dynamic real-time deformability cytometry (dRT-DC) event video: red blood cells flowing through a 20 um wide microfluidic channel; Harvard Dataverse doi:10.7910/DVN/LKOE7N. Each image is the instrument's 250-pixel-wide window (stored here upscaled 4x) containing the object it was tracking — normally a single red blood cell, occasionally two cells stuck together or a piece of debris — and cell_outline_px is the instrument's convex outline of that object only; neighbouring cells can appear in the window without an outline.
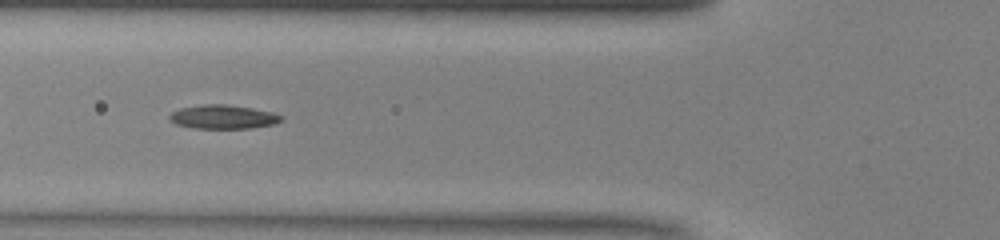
{"species": "common noctule bat (a hibernating species)", "species_latin": "Nyctalus noctula", "temperature_condition": "warm", "stored_images_in_passage": 33, "camera_frame_rate_fps": 3000, "um_per_image_px": 0.085, "animal": {"sex": "male", "body_mass_g": 13.0, "forearm_length_mm": 53.1}, "frame": {"image": 1, "passage_image": 6, "time_ms": 1.667, "image_size_px": [1000, 240], "cell_outline_px": [[284, 120], [276, 124], [252, 128], [196, 128], [176, 124], [168, 120], [168, 116], [172, 112], [180, 108], [204, 104], [224, 104], [252, 108], [272, 112], [284, 116]], "centroid_in_image_um": [19.0, 9.94], "position_along_channel_um": 106.8, "area_um2": 15.66}}
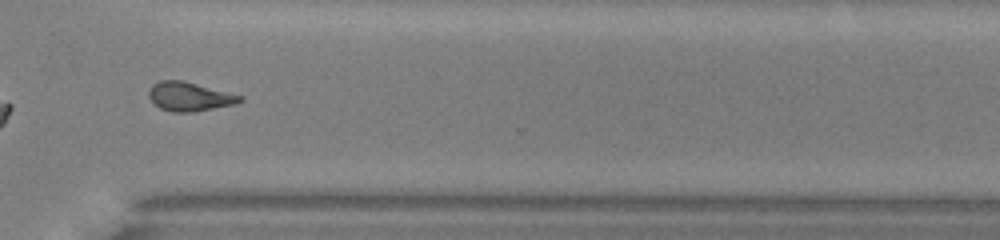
{"frame": {"image": 2, "passage_image": 24, "time_ms": 7.667, "image_size_px": [1000, 240], "cell_outline_px": [[244, 100], [236, 104], [192, 112], [172, 112], [160, 108], [148, 96], [148, 92], [152, 84], [160, 80], [184, 80], [244, 96]], "centroid_in_image_um": [16.13, 8.2], "position_along_channel_um": 354.5, "area_um2": 15.49}, "authors_computed_cell_mechanics": {"area_um2": 15.3748, "velocity_mm_per_s": 4.1248, "shape_relaxation_time_tau1_ms": 5.5432, "shape_relaxation_time_tau2_ms": 2.4046, "deformation_change_tau1": 0.1548, "deformation_change_tau2": 0.1037}}